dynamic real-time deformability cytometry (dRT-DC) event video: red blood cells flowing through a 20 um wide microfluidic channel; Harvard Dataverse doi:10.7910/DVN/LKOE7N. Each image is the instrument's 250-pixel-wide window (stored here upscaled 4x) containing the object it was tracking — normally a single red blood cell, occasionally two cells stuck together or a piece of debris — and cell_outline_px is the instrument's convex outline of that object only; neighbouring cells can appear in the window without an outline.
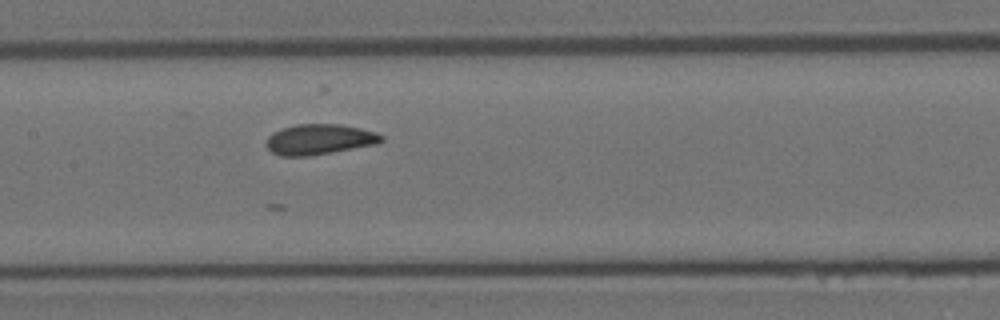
{"species": "Egyptian fruit bat (a non-hibernating species)", "species_latin": "Rousettus aegyptiacus", "temperature_condition": "room temperature", "stored_images_in_passage": 4, "camera_frame_rate_fps": 3000, "um_per_image_px": 0.085, "animal": {"sex": "female"}, "frame": {"image": 1, "passage_image": 4, "time_ms": 1.0, "image_size_px": [1000, 320], "cell_outline_px": [[384, 140], [376, 144], [332, 152], [308, 156], [280, 156], [272, 152], [264, 144], [268, 136], [272, 132], [280, 128], [296, 124], [336, 124], [360, 128], [376, 132], [384, 136]], "centroid_in_image_um": [27.11, 11.84], "position_along_channel_um": 180.3, "area_um2": 20.52}}